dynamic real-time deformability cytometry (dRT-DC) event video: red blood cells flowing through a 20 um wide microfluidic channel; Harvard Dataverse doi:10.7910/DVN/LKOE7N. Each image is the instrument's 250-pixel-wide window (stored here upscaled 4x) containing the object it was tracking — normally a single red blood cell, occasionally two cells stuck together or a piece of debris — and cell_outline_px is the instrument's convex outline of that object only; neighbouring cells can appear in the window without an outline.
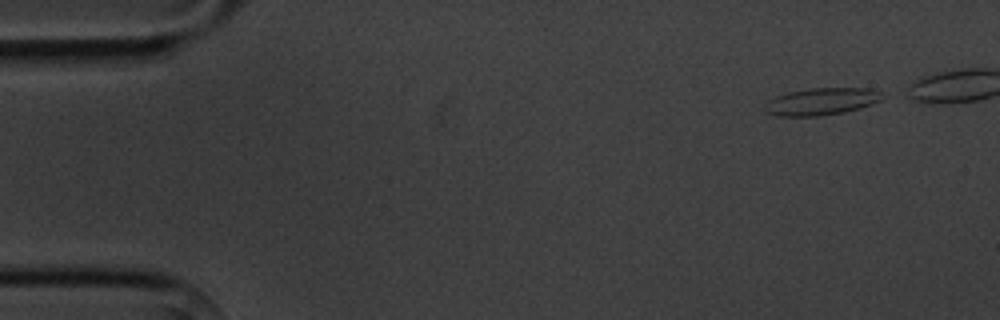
{"species": "common noctule bat (a hibernating species)", "species_latin": "Nyctalus noctula", "temperature_condition": "cold", "stored_images_in_passage": 6, "camera_frame_rate_fps": 3000, "um_per_image_px": 0.085, "animal": {"sex": "male", "body_mass_g": 20.1, "forearm_length_mm": 53.5}, "frame": {"image": 1, "passage_image": 1, "time_ms": 0.0, "image_size_px": [1000, 320], "cell_outline_px": [[880, 100], [872, 104], [860, 108], [844, 112], [820, 116], [780, 116], [764, 112], [764, 104], [768, 100], [776, 96], [788, 92], [808, 88], [868, 88], [880, 92]], "centroid_in_image_um": [69.76, 8.63], "position_along_channel_um": 15.2, "area_um2": 18.55}}